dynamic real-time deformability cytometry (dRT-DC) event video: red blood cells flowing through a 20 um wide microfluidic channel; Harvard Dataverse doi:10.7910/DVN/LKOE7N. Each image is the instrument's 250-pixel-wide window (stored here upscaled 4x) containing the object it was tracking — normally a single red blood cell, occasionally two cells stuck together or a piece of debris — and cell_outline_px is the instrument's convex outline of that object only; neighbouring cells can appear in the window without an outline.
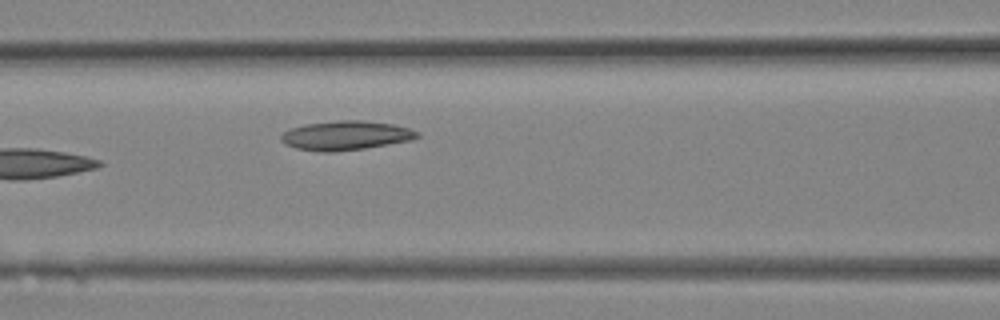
{"species": "Egyptian fruit bat (a non-hibernating species)", "species_latin": "Rousettus aegyptiacus", "temperature_condition": "room temperature", "stored_images_in_passage": 8, "camera_frame_rate_fps": 3000, "um_per_image_px": 0.085, "animal": {"sex": "female"}, "frame": {"image": 1, "passage_image": 8, "time_ms": 2.333, "image_size_px": [1000, 320], "cell_outline_px": [[420, 136], [412, 140], [364, 148], [332, 152], [324, 152], [296, 148], [280, 140], [280, 136], [284, 132], [292, 128], [304, 124], [336, 120], [360, 120], [392, 124], [408, 128], [420, 132]], "centroid_in_image_um": [29.41, 11.51], "position_along_channel_um": 137.2, "area_um2": 23.0}}